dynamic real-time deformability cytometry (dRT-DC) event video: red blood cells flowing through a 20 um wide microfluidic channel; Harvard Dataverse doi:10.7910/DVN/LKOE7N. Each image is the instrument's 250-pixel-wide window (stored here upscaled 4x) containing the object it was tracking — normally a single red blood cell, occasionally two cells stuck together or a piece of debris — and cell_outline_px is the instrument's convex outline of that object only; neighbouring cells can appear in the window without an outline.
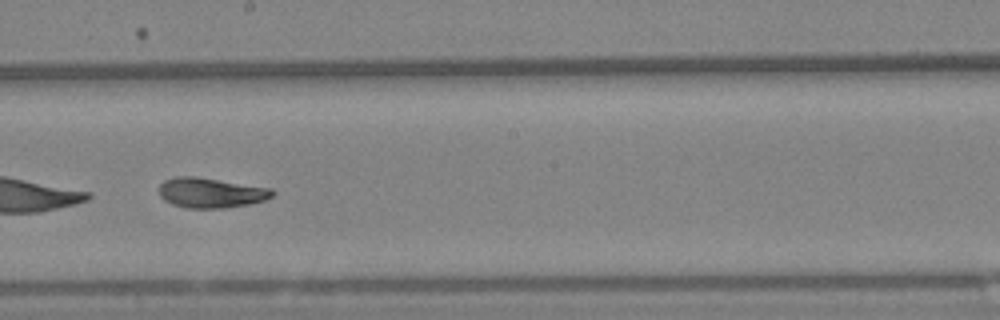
{"species": "Egyptian fruit bat (a non-hibernating species)", "species_latin": "Rousettus aegyptiacus", "temperature_condition": "warm", "stored_images_in_passage": 64, "camera_frame_rate_fps": 3000, "um_per_image_px": 0.085, "animal": {"sex": "female"}, "frame": {"image": 1, "passage_image": 37, "time_ms": 12.0, "image_size_px": [1000, 320], "cell_outline_px": [[276, 192], [272, 196], [264, 200], [248, 204], [224, 208], [184, 208], [172, 204], [164, 200], [160, 196], [160, 184], [164, 180], [176, 176], [196, 176], [272, 188]], "centroid_in_image_um": [17.92, 16.38], "position_along_channel_um": 230.3, "area_um2": 19.94}, "authors_computed_cell_mechanics": {"area_um2": 20.2011, "velocity_mm_per_s": 3.1711, "shape_relaxation_time_tau1_ms": 4.682, "shape_relaxation_time_tau2_ms": 3.6872, "deformation_change_tau1": 0.1687, "deformation_change_tau2": 0.0703}}